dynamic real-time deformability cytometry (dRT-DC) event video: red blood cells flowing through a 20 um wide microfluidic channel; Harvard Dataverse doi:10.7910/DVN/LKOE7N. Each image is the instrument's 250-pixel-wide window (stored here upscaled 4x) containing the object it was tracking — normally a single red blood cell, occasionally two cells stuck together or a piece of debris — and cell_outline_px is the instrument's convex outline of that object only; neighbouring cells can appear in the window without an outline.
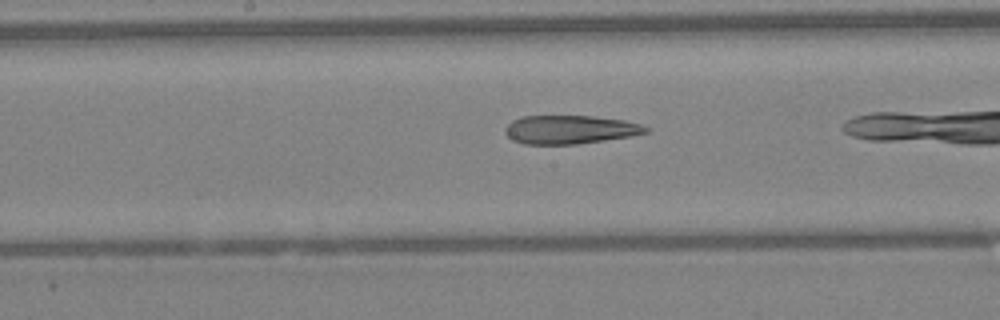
{"species": "Egyptian fruit bat (a non-hibernating species)", "species_latin": "Rousettus aegyptiacus", "temperature_condition": "warm", "stored_images_in_passage": 34, "camera_frame_rate_fps": 3000, "um_per_image_px": 0.085, "animal": {"sex": "female"}, "frame": {"image": 1, "passage_image": 20, "time_ms": 6.333, "image_size_px": [1000, 320], "cell_outline_px": [[652, 128], [648, 132], [632, 136], [576, 144], [524, 144], [512, 140], [504, 132], [504, 128], [512, 120], [520, 116], [592, 116], [624, 120], [640, 124]], "centroid_in_image_um": [48.45, 11.01], "position_along_channel_um": 199.8, "area_um2": 23.52}}
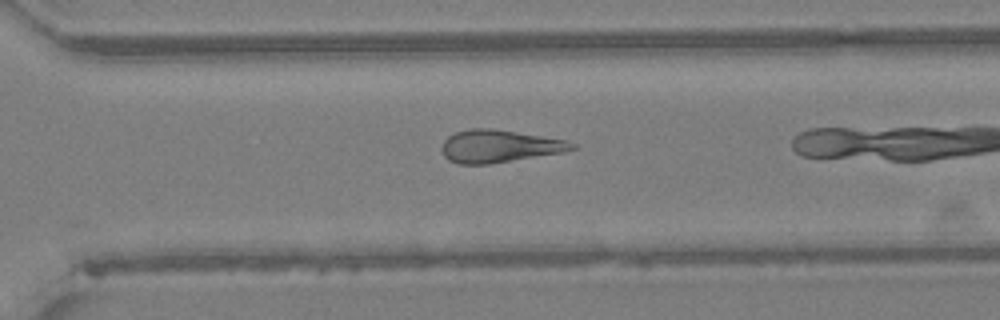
{"frame": {"image": 2, "passage_image": 29, "time_ms": 9.333, "image_size_px": [1000, 320], "cell_outline_px": [[576, 148], [564, 152], [488, 164], [460, 164], [448, 160], [444, 156], [440, 148], [444, 140], [448, 136], [456, 132], [468, 128], [492, 128], [568, 140], [576, 144]], "centroid_in_image_um": [42.42, 12.42], "position_along_channel_um": 328.2, "area_um2": 24.8}}